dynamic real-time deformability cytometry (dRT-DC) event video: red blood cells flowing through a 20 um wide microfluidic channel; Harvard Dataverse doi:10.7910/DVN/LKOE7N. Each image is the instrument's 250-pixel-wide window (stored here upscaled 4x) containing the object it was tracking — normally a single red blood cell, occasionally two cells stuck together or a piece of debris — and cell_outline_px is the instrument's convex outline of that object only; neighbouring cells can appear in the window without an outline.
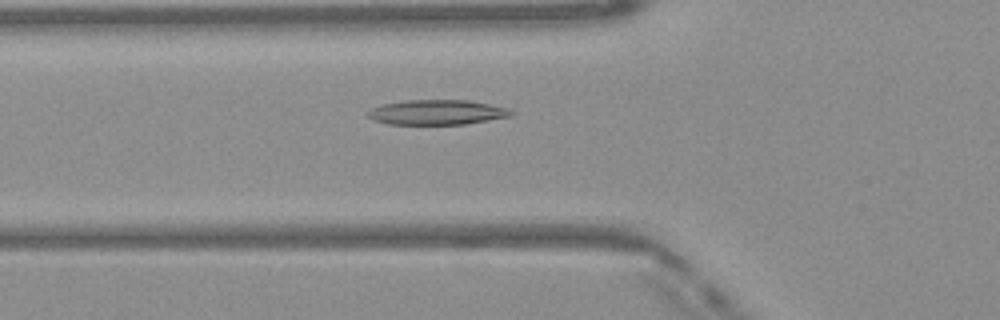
{"species": "Egyptian fruit bat (a non-hibernating species)", "species_latin": "Rousettus aegyptiacus", "temperature_condition": "warm", "stored_images_in_passage": 48, "camera_frame_rate_fps": 3000, "um_per_image_px": 0.085, "frame": {"image": 1, "passage_image": 16, "time_ms": 5.0, "image_size_px": [1000, 320], "cell_outline_px": [[516, 112], [512, 116], [464, 124], [388, 124], [372, 120], [368, 116], [368, 112], [372, 108], [384, 104], [404, 100], [468, 100], [508, 108]], "centroid_in_image_um": [37.16, 9.54], "position_along_channel_um": 88.6, "area_um2": 20.75}}
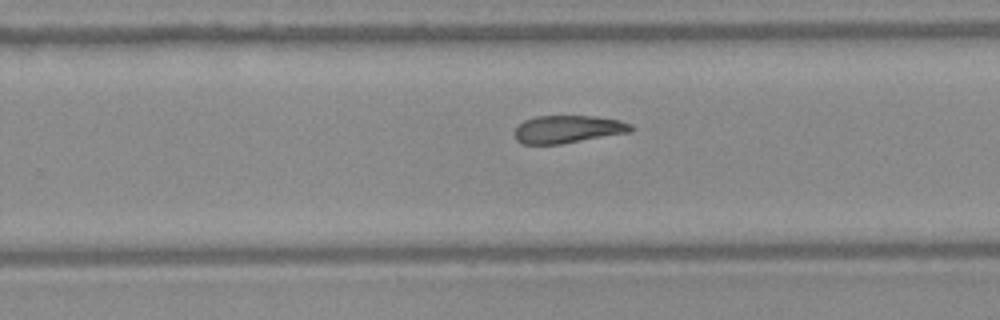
{"frame": {"image": 2, "passage_image": 30, "time_ms": 9.667, "image_size_px": [1000, 320], "cell_outline_px": [[632, 132], [560, 144], [520, 144], [516, 140], [512, 132], [524, 120], [536, 116], [592, 116], [620, 120], [632, 124]], "centroid_in_image_um": [48.24, 10.99], "position_along_channel_um": 281.6, "area_um2": 18.9}}
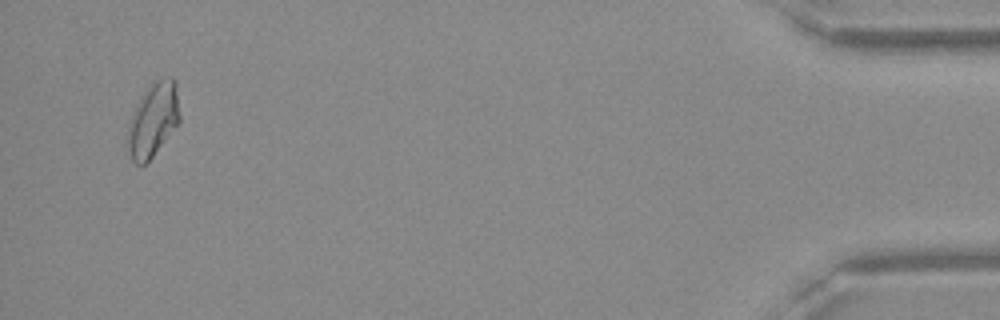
{"frame": {"image": 3, "passage_image": 46, "time_ms": 15.0, "image_size_px": [1000, 320], "cell_outline_px": [[180, 120], [152, 156], [144, 164], [136, 164], [132, 160], [124, 140], [128, 120], [144, 92], [156, 80], [172, 76], [176, 80], [180, 116]], "centroid_in_image_um": [12.97, 10.18], "position_along_channel_um": 422.2, "area_um2": 22.43}, "authors_computed_cell_mechanics": {"area_um2": 20.4034, "velocity_mm_per_s": 4.1144, "shape_relaxation_time_tau1_ms": null, "shape_relaxation_time_tau2_ms": 5.2069, "deformation_change_tau1": null, "deformation_change_tau2": 0.1489}}